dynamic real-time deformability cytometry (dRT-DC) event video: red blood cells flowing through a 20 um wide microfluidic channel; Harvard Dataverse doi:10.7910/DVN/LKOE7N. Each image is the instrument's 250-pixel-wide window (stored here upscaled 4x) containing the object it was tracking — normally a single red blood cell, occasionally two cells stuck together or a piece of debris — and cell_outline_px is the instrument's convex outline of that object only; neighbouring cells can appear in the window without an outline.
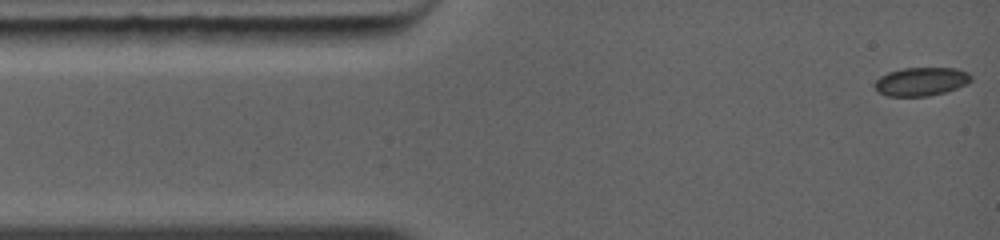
{"species": "common noctule bat (a hibernating species)", "species_latin": "Nyctalus noctula", "temperature_condition": "warm", "stored_images_in_passage": 5, "camera_frame_rate_fps": 5000, "um_per_image_px": 0.085, "animal": {"sex": "female", "body_mass_g": 19.0, "forearm_length_mm": 56.7}, "frame": {"image": 1, "passage_image": 1, "time_ms": 0.0, "image_size_px": [1000, 240], "cell_outline_px": [[972, 80], [956, 88], [944, 92], [928, 96], [888, 96], [876, 92], [872, 84], [880, 76], [888, 72], [904, 68], [956, 68], [968, 72], [972, 76]], "centroid_in_image_um": [78.25, 6.93], "position_along_channel_um": 6.8, "area_um2": 16.07}}
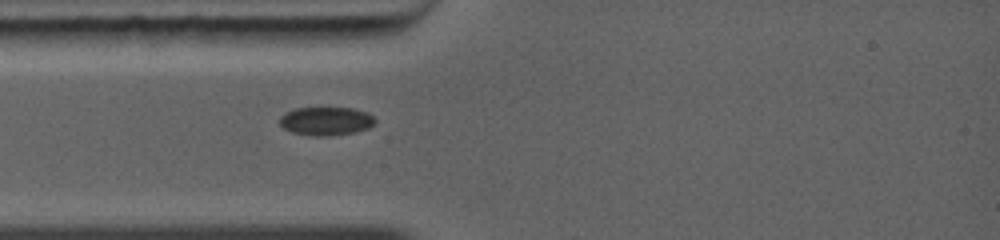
{"frame": {"image": 2, "passage_image": 4, "time_ms": 2.6, "image_size_px": [1000, 240], "cell_outline_px": [[376, 124], [368, 128], [352, 132], [328, 136], [316, 136], [292, 132], [284, 128], [280, 124], [280, 116], [284, 112], [296, 108], [352, 108], [368, 112], [376, 120]], "centroid_in_image_um": [27.72, 10.28], "position_along_channel_um": 57.3, "area_um2": 15.78}}
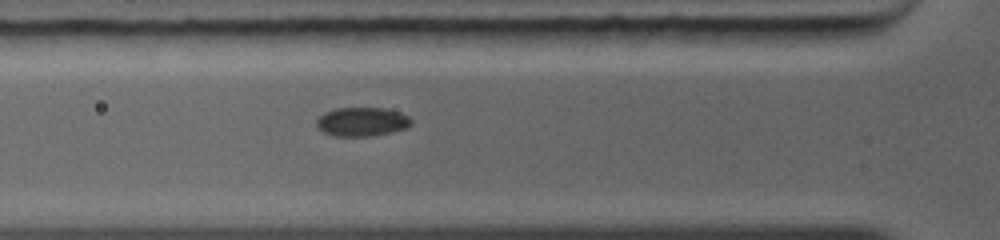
{"frame": {"image": 3, "passage_image": 5, "time_ms": 3.4, "image_size_px": [1000, 240], "cell_outline_px": [[412, 124], [408, 128], [392, 132], [372, 136], [332, 136], [324, 132], [316, 124], [316, 120], [324, 112], [332, 108], [384, 108], [400, 112], [408, 116], [412, 120]], "centroid_in_image_um": [30.78, 10.35], "position_along_channel_um": 95.0, "area_um2": 16.13}}